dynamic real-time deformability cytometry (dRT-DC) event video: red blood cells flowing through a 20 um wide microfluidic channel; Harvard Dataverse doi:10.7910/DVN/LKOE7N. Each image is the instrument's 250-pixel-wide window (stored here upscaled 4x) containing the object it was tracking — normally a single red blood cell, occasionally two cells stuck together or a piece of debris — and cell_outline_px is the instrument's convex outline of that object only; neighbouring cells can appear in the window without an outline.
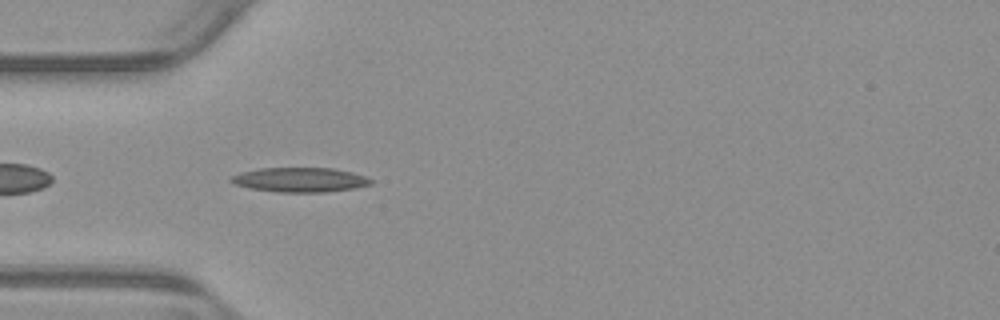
{"species": "common noctule bat (a hibernating species)", "species_latin": "Nyctalus noctula", "temperature_condition": "warm", "stored_images_in_passage": 39, "camera_frame_rate_fps": 3000, "um_per_image_px": 0.085, "animal": {"sex": "male", "body_mass_g": 23.1, "forearm_length_mm": 52.7}, "frame": {"image": 1, "passage_image": 3, "time_ms": 0.667, "image_size_px": [1000, 320], "cell_outline_px": [[372, 184], [356, 188], [324, 192], [280, 192], [252, 188], [236, 184], [228, 180], [232, 176], [240, 172], [260, 168], [332, 168], [352, 172], [364, 176], [372, 180]], "centroid_in_image_um": [25.52, 15.28], "position_along_channel_um": 59.5, "area_um2": 19.83}}
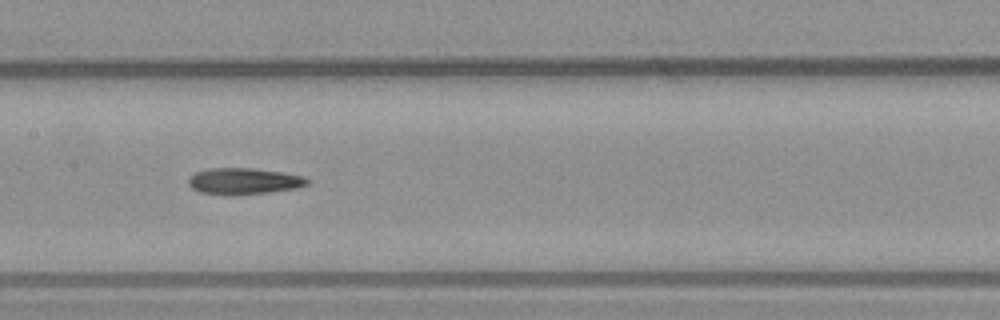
{"frame": {"image": 2, "passage_image": 13, "time_ms": 4.0, "image_size_px": [1000, 320], "cell_outline_px": [[312, 180], [308, 184], [296, 188], [268, 192], [232, 196], [228, 196], [200, 192], [192, 188], [188, 184], [188, 176], [196, 172], [208, 168], [252, 168], [284, 172], [304, 176]], "centroid_in_image_um": [20.72, 15.4], "position_along_channel_um": 186.7, "area_um2": 18.61}}
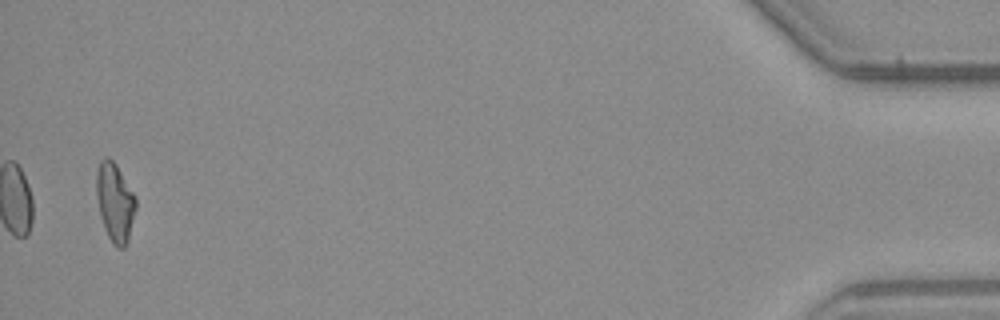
{"frame": {"image": 3, "passage_image": 39, "time_ms": 12.667, "image_size_px": [1000, 320], "cell_outline_px": [[136, 208], [128, 240], [124, 248], [116, 248], [108, 236], [100, 216], [96, 192], [96, 172], [100, 160], [104, 156], [108, 156], [116, 164], [136, 196]], "centroid_in_image_um": [9.77, 17.16], "position_along_channel_um": 425.4, "area_um2": 18.15}, "authors_computed_cell_mechanics": {"area_um2": 18.1492, "velocity_mm_per_s": 3.8599, "shape_relaxation_time_tau1_ms": 10.8223, "shape_relaxation_time_tau2_ms": 4.1813, "deformation_change_tau1": 0.2599, "deformation_change_tau2": 0.1324}}